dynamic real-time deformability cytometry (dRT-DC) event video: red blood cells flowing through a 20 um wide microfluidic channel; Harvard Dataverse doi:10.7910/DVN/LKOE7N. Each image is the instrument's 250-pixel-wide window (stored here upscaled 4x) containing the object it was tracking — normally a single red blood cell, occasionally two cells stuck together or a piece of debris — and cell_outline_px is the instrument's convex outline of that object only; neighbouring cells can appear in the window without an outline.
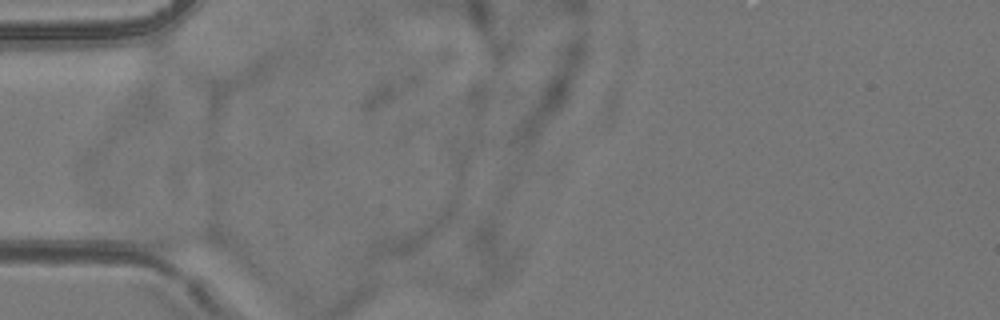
{"species": "common noctule bat (a hibernating species)", "species_latin": "Nyctalus noctula", "temperature_condition": "room temperature", "stored_images_in_passage": 6, "camera_frame_rate_fps": 3000, "um_per_image_px": 0.085, "animal": {"sex": "female", "body_mass_g": 24.6, "forearm_length_mm": 56.2}, "frame": {"image": 1, "passage_image": 2, "time_ms": 0.333, "image_size_px": [1000, 320], "cell_outline_px": [[232, 256], [228, 256], [168, 252], [152, 248], [144, 244], [124, 224], [144, 220], [212, 228], [224, 240], [232, 252]], "centroid_in_image_um": [15.29, 20.24], "position_along_channel_um": 69.7, "area_um2": 17.8}}